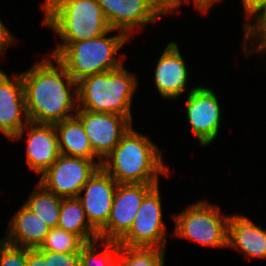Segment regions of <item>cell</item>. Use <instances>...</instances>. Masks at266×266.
Returning <instances> with one entry per match:
<instances>
[{
  "instance_id": "6da1fadb",
  "label": "cell",
  "mask_w": 266,
  "mask_h": 266,
  "mask_svg": "<svg viewBox=\"0 0 266 266\" xmlns=\"http://www.w3.org/2000/svg\"><path fill=\"white\" fill-rule=\"evenodd\" d=\"M29 122L56 124L75 116L77 83L53 56H44L21 71Z\"/></svg>"
},
{
  "instance_id": "7a4b0ae2",
  "label": "cell",
  "mask_w": 266,
  "mask_h": 266,
  "mask_svg": "<svg viewBox=\"0 0 266 266\" xmlns=\"http://www.w3.org/2000/svg\"><path fill=\"white\" fill-rule=\"evenodd\" d=\"M132 125L101 167L118 184H159V177L170 176L163 153L148 135Z\"/></svg>"
},
{
  "instance_id": "3957f363",
  "label": "cell",
  "mask_w": 266,
  "mask_h": 266,
  "mask_svg": "<svg viewBox=\"0 0 266 266\" xmlns=\"http://www.w3.org/2000/svg\"><path fill=\"white\" fill-rule=\"evenodd\" d=\"M42 24L62 41L50 56L56 57L69 43L89 40L111 30L97 0H45Z\"/></svg>"
},
{
  "instance_id": "277c9868",
  "label": "cell",
  "mask_w": 266,
  "mask_h": 266,
  "mask_svg": "<svg viewBox=\"0 0 266 266\" xmlns=\"http://www.w3.org/2000/svg\"><path fill=\"white\" fill-rule=\"evenodd\" d=\"M136 76L123 64L116 70L85 77L77 82V110L119 114L133 124L132 102L139 88Z\"/></svg>"
},
{
  "instance_id": "5b68a950",
  "label": "cell",
  "mask_w": 266,
  "mask_h": 266,
  "mask_svg": "<svg viewBox=\"0 0 266 266\" xmlns=\"http://www.w3.org/2000/svg\"><path fill=\"white\" fill-rule=\"evenodd\" d=\"M113 32L117 34L109 37ZM130 40L125 33L111 29L98 37L69 43L55 58L77 83L85 77L121 67L125 57L119 52Z\"/></svg>"
},
{
  "instance_id": "8992f818",
  "label": "cell",
  "mask_w": 266,
  "mask_h": 266,
  "mask_svg": "<svg viewBox=\"0 0 266 266\" xmlns=\"http://www.w3.org/2000/svg\"><path fill=\"white\" fill-rule=\"evenodd\" d=\"M229 217V214L222 213L218 204L199 199L172 215L175 223L172 235L204 247L227 248Z\"/></svg>"
},
{
  "instance_id": "52a82bcc",
  "label": "cell",
  "mask_w": 266,
  "mask_h": 266,
  "mask_svg": "<svg viewBox=\"0 0 266 266\" xmlns=\"http://www.w3.org/2000/svg\"><path fill=\"white\" fill-rule=\"evenodd\" d=\"M163 216L160 185H157L144 197L131 229L119 245L166 249L168 230Z\"/></svg>"
},
{
  "instance_id": "ba28073f",
  "label": "cell",
  "mask_w": 266,
  "mask_h": 266,
  "mask_svg": "<svg viewBox=\"0 0 266 266\" xmlns=\"http://www.w3.org/2000/svg\"><path fill=\"white\" fill-rule=\"evenodd\" d=\"M187 123L200 146L212 145L221 130L222 107L216 92L209 86L196 87L185 98Z\"/></svg>"
},
{
  "instance_id": "9c48e42d",
  "label": "cell",
  "mask_w": 266,
  "mask_h": 266,
  "mask_svg": "<svg viewBox=\"0 0 266 266\" xmlns=\"http://www.w3.org/2000/svg\"><path fill=\"white\" fill-rule=\"evenodd\" d=\"M101 165V160L60 155L39 177L38 182L56 196L78 197L88 179Z\"/></svg>"
},
{
  "instance_id": "30bf717a",
  "label": "cell",
  "mask_w": 266,
  "mask_h": 266,
  "mask_svg": "<svg viewBox=\"0 0 266 266\" xmlns=\"http://www.w3.org/2000/svg\"><path fill=\"white\" fill-rule=\"evenodd\" d=\"M159 184H118L107 224L99 239L119 242L131 229L144 197Z\"/></svg>"
},
{
  "instance_id": "8fae6325",
  "label": "cell",
  "mask_w": 266,
  "mask_h": 266,
  "mask_svg": "<svg viewBox=\"0 0 266 266\" xmlns=\"http://www.w3.org/2000/svg\"><path fill=\"white\" fill-rule=\"evenodd\" d=\"M111 29L125 33L130 39L144 26L158 23L167 15L153 0H97Z\"/></svg>"
},
{
  "instance_id": "7c38bea8",
  "label": "cell",
  "mask_w": 266,
  "mask_h": 266,
  "mask_svg": "<svg viewBox=\"0 0 266 266\" xmlns=\"http://www.w3.org/2000/svg\"><path fill=\"white\" fill-rule=\"evenodd\" d=\"M156 62L153 73L154 89H157L163 99L176 101L196 87L187 85L190 83L191 73L175 41L168 42Z\"/></svg>"
},
{
  "instance_id": "4fadbf2b",
  "label": "cell",
  "mask_w": 266,
  "mask_h": 266,
  "mask_svg": "<svg viewBox=\"0 0 266 266\" xmlns=\"http://www.w3.org/2000/svg\"><path fill=\"white\" fill-rule=\"evenodd\" d=\"M95 155L103 161L133 125L125 116L111 113H94L77 110Z\"/></svg>"
},
{
  "instance_id": "5bb4252c",
  "label": "cell",
  "mask_w": 266,
  "mask_h": 266,
  "mask_svg": "<svg viewBox=\"0 0 266 266\" xmlns=\"http://www.w3.org/2000/svg\"><path fill=\"white\" fill-rule=\"evenodd\" d=\"M26 133V164L30 171L42 175L61 155L58 136L53 124L28 122L11 140H21Z\"/></svg>"
},
{
  "instance_id": "9a60e30c",
  "label": "cell",
  "mask_w": 266,
  "mask_h": 266,
  "mask_svg": "<svg viewBox=\"0 0 266 266\" xmlns=\"http://www.w3.org/2000/svg\"><path fill=\"white\" fill-rule=\"evenodd\" d=\"M29 122L20 72L8 75L0 69V132L11 141Z\"/></svg>"
},
{
  "instance_id": "2e32d148",
  "label": "cell",
  "mask_w": 266,
  "mask_h": 266,
  "mask_svg": "<svg viewBox=\"0 0 266 266\" xmlns=\"http://www.w3.org/2000/svg\"><path fill=\"white\" fill-rule=\"evenodd\" d=\"M118 183L99 167L88 179L78 195L90 225L99 232L110 216Z\"/></svg>"
},
{
  "instance_id": "e0dca14e",
  "label": "cell",
  "mask_w": 266,
  "mask_h": 266,
  "mask_svg": "<svg viewBox=\"0 0 266 266\" xmlns=\"http://www.w3.org/2000/svg\"><path fill=\"white\" fill-rule=\"evenodd\" d=\"M227 248L242 252L246 259H266V230L236 212L228 220Z\"/></svg>"
},
{
  "instance_id": "ac0fdd59",
  "label": "cell",
  "mask_w": 266,
  "mask_h": 266,
  "mask_svg": "<svg viewBox=\"0 0 266 266\" xmlns=\"http://www.w3.org/2000/svg\"><path fill=\"white\" fill-rule=\"evenodd\" d=\"M9 219L2 239L8 244L37 249L44 242L50 228L24 203Z\"/></svg>"
},
{
  "instance_id": "d6986e66",
  "label": "cell",
  "mask_w": 266,
  "mask_h": 266,
  "mask_svg": "<svg viewBox=\"0 0 266 266\" xmlns=\"http://www.w3.org/2000/svg\"><path fill=\"white\" fill-rule=\"evenodd\" d=\"M58 136L61 155L100 160L95 155L81 121L70 117L54 124Z\"/></svg>"
},
{
  "instance_id": "ffe728a7",
  "label": "cell",
  "mask_w": 266,
  "mask_h": 266,
  "mask_svg": "<svg viewBox=\"0 0 266 266\" xmlns=\"http://www.w3.org/2000/svg\"><path fill=\"white\" fill-rule=\"evenodd\" d=\"M57 227L78 235L85 243L99 239L98 232L90 225L77 197L62 198Z\"/></svg>"
},
{
  "instance_id": "44dd1931",
  "label": "cell",
  "mask_w": 266,
  "mask_h": 266,
  "mask_svg": "<svg viewBox=\"0 0 266 266\" xmlns=\"http://www.w3.org/2000/svg\"><path fill=\"white\" fill-rule=\"evenodd\" d=\"M24 204L32 210L50 229L59 222L62 197L48 191L38 181Z\"/></svg>"
},
{
  "instance_id": "7402d4cb",
  "label": "cell",
  "mask_w": 266,
  "mask_h": 266,
  "mask_svg": "<svg viewBox=\"0 0 266 266\" xmlns=\"http://www.w3.org/2000/svg\"><path fill=\"white\" fill-rule=\"evenodd\" d=\"M166 249L120 245L114 266H165Z\"/></svg>"
},
{
  "instance_id": "603a6c76",
  "label": "cell",
  "mask_w": 266,
  "mask_h": 266,
  "mask_svg": "<svg viewBox=\"0 0 266 266\" xmlns=\"http://www.w3.org/2000/svg\"><path fill=\"white\" fill-rule=\"evenodd\" d=\"M119 249L118 242L97 239L86 243L80 251V266H114Z\"/></svg>"
},
{
  "instance_id": "cb8c5ba5",
  "label": "cell",
  "mask_w": 266,
  "mask_h": 266,
  "mask_svg": "<svg viewBox=\"0 0 266 266\" xmlns=\"http://www.w3.org/2000/svg\"><path fill=\"white\" fill-rule=\"evenodd\" d=\"M243 28L242 51L248 58L252 54L265 55L266 53V6ZM250 44V45H249Z\"/></svg>"
},
{
  "instance_id": "d4e9b609",
  "label": "cell",
  "mask_w": 266,
  "mask_h": 266,
  "mask_svg": "<svg viewBox=\"0 0 266 266\" xmlns=\"http://www.w3.org/2000/svg\"><path fill=\"white\" fill-rule=\"evenodd\" d=\"M86 243L73 233L67 232L59 227L49 230L42 245L38 248L41 251L58 253L80 252Z\"/></svg>"
},
{
  "instance_id": "484cf974",
  "label": "cell",
  "mask_w": 266,
  "mask_h": 266,
  "mask_svg": "<svg viewBox=\"0 0 266 266\" xmlns=\"http://www.w3.org/2000/svg\"><path fill=\"white\" fill-rule=\"evenodd\" d=\"M27 248L14 246L0 239V266H26Z\"/></svg>"
},
{
  "instance_id": "4316f807",
  "label": "cell",
  "mask_w": 266,
  "mask_h": 266,
  "mask_svg": "<svg viewBox=\"0 0 266 266\" xmlns=\"http://www.w3.org/2000/svg\"><path fill=\"white\" fill-rule=\"evenodd\" d=\"M49 266H80V252L58 253L49 251Z\"/></svg>"
},
{
  "instance_id": "83f0119b",
  "label": "cell",
  "mask_w": 266,
  "mask_h": 266,
  "mask_svg": "<svg viewBox=\"0 0 266 266\" xmlns=\"http://www.w3.org/2000/svg\"><path fill=\"white\" fill-rule=\"evenodd\" d=\"M244 9V27L266 6V0H241ZM252 19V20H251Z\"/></svg>"
},
{
  "instance_id": "f1b7e54d",
  "label": "cell",
  "mask_w": 266,
  "mask_h": 266,
  "mask_svg": "<svg viewBox=\"0 0 266 266\" xmlns=\"http://www.w3.org/2000/svg\"><path fill=\"white\" fill-rule=\"evenodd\" d=\"M26 266H49V251L27 248Z\"/></svg>"
},
{
  "instance_id": "f546056e",
  "label": "cell",
  "mask_w": 266,
  "mask_h": 266,
  "mask_svg": "<svg viewBox=\"0 0 266 266\" xmlns=\"http://www.w3.org/2000/svg\"><path fill=\"white\" fill-rule=\"evenodd\" d=\"M17 38L11 33L6 25L0 19V55L4 57L7 49L14 45Z\"/></svg>"
},
{
  "instance_id": "4dcf8cb0",
  "label": "cell",
  "mask_w": 266,
  "mask_h": 266,
  "mask_svg": "<svg viewBox=\"0 0 266 266\" xmlns=\"http://www.w3.org/2000/svg\"><path fill=\"white\" fill-rule=\"evenodd\" d=\"M166 15L177 13L183 4V0H153ZM177 11V12H176Z\"/></svg>"
},
{
  "instance_id": "1f68e13d",
  "label": "cell",
  "mask_w": 266,
  "mask_h": 266,
  "mask_svg": "<svg viewBox=\"0 0 266 266\" xmlns=\"http://www.w3.org/2000/svg\"><path fill=\"white\" fill-rule=\"evenodd\" d=\"M221 1L223 0H183V3L189 5V3L191 4L192 2L198 12L201 14H208V11L211 10V7Z\"/></svg>"
}]
</instances>
